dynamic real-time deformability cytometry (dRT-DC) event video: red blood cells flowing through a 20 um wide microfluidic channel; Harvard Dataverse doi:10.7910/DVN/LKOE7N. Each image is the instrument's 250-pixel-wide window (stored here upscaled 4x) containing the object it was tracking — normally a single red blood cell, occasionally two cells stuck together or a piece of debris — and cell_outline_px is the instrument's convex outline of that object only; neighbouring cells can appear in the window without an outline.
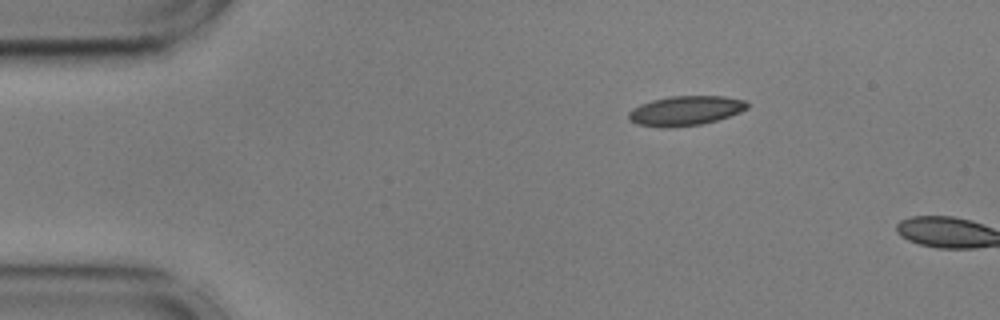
{"species": "common noctule bat (a hibernating species)", "species_latin": "Nyctalus noctula", "temperature_condition": "cold", "stored_images_in_passage": 3, "camera_frame_rate_fps": 3000, "um_per_image_px": 0.085, "animal": {"sex": "male", "body_mass_g": 17.9, "forearm_length_mm": 54.2}, "frame": {"image": 1, "passage_image": 1, "time_ms": 0.0, "image_size_px": [1000, 320], "cell_outline_px": [[748, 108], [740, 112], [716, 120], [700, 124], [668, 128], [660, 128], [636, 124], [628, 120], [628, 112], [632, 108], [640, 104], [652, 100], [668, 96], [724, 96], [744, 100], [748, 104]], "centroid_in_image_um": [58.21, 9.41], "position_along_channel_um": 26.8, "area_um2": 20.58}}